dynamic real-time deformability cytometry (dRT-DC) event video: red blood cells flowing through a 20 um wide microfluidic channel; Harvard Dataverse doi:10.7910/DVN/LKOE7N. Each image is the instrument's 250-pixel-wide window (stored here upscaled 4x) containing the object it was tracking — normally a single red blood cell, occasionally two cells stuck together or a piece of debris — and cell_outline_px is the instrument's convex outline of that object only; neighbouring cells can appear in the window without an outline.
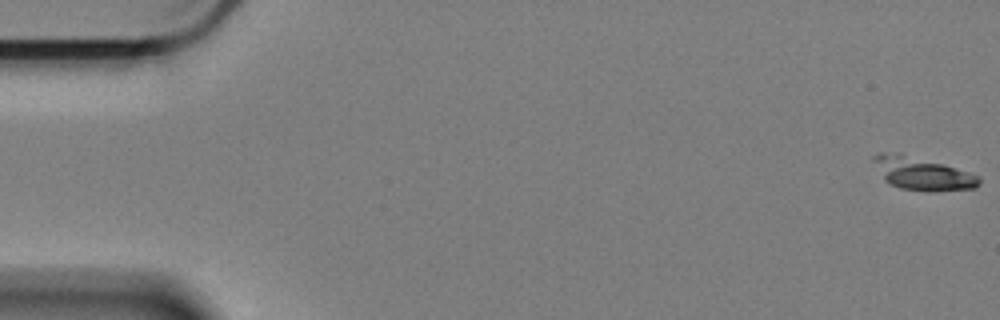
{"species": "Egyptian fruit bat (a non-hibernating species)", "species_latin": "Rousettus aegyptiacus", "temperature_condition": "cold", "stored_images_in_passage": 17, "camera_frame_rate_fps": 3000, "um_per_image_px": 0.085, "animal": {"sex": "female"}, "frame": {"image": 1, "passage_image": 1, "time_ms": 0.0, "image_size_px": [1000, 320], "cell_outline_px": [[980, 184], [972, 188], [932, 192], [928, 192], [900, 188], [884, 180], [872, 160], [872, 156], [880, 152], [900, 152], [944, 164], [980, 176]], "centroid_in_image_um": [78.37, 14.74], "position_along_channel_um": 6.6, "area_um2": 20.35}}
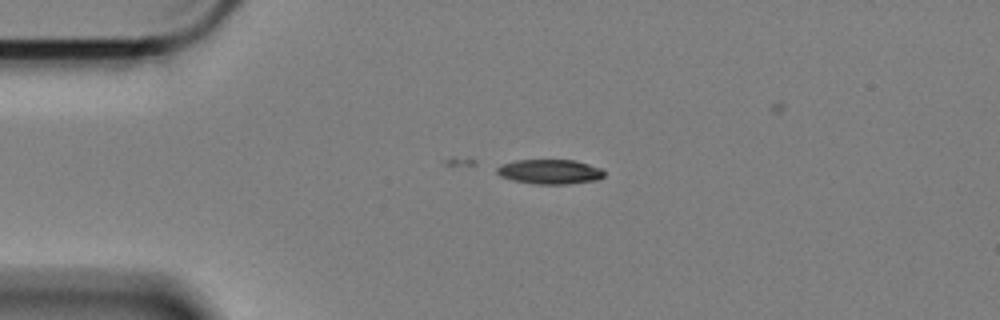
{"frame": {"image": 2, "passage_image": 14, "time_ms": 4.333, "image_size_px": [1000, 320], "cell_outline_px": [[604, 176], [596, 180], [568, 184], [536, 184], [512, 180], [500, 176], [496, 172], [496, 168], [500, 164], [516, 160], [576, 160], [600, 168], [604, 172]], "centroid_in_image_um": [46.7, 14.59], "position_along_channel_um": 38.3, "area_um2": 15.43}}